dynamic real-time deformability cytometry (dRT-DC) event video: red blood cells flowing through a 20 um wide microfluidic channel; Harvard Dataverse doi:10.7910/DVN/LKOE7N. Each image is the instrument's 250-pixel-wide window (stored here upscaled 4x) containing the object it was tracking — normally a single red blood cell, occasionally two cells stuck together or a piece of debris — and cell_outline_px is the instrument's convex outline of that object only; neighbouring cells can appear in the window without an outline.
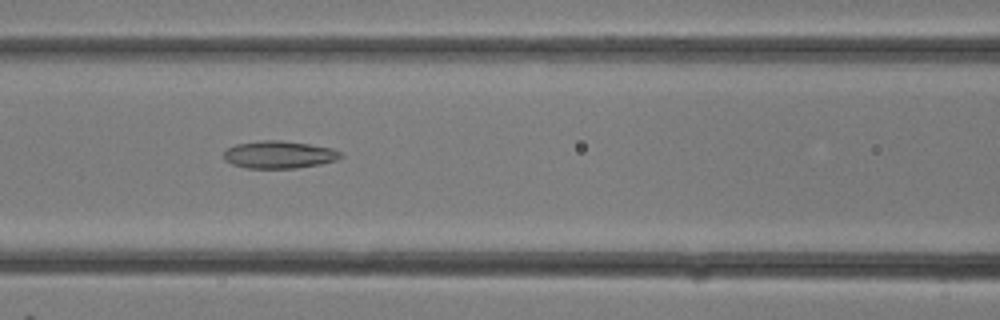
{"species": "common noctule bat (a hibernating species)", "species_latin": "Nyctalus noctula", "temperature_condition": "room temperature", "stored_images_in_passage": 18, "camera_frame_rate_fps": 3000, "um_per_image_px": 0.085, "animal": {"sex": "female"}, "frame": {"image": 1, "passage_image": 13, "time_ms": 4.0, "image_size_px": [1000, 320], "cell_outline_px": [[344, 156], [336, 160], [320, 164], [296, 168], [244, 168], [232, 164], [224, 160], [224, 152], [228, 148], [236, 144], [260, 140], [280, 140], [308, 144], [332, 148], [340, 152]], "centroid_in_image_um": [23.71, 13.14], "position_along_channel_um": 142.9, "area_um2": 18.73}}
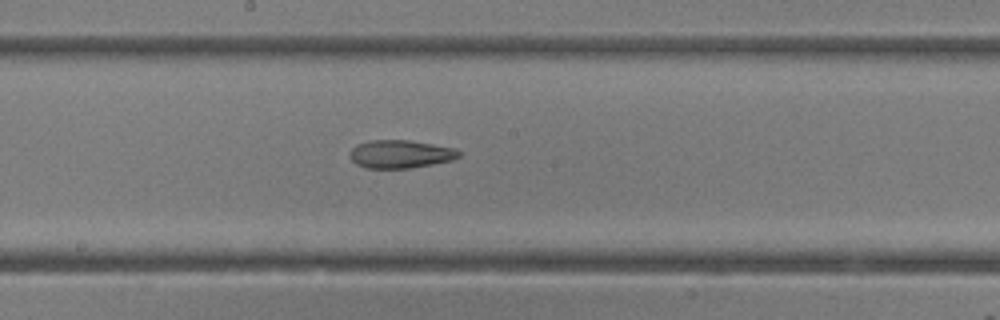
{"frame": {"image": 2, "passage_image": 16, "time_ms": 5.0, "image_size_px": [1000, 320], "cell_outline_px": [[460, 156], [452, 160], [412, 168], [368, 168], [356, 164], [352, 160], [352, 148], [356, 144], [368, 140], [408, 140], [456, 148], [460, 152]], "centroid_in_image_um": [34.06, 13.09], "position_along_channel_um": 214.1, "area_um2": 17.74}}
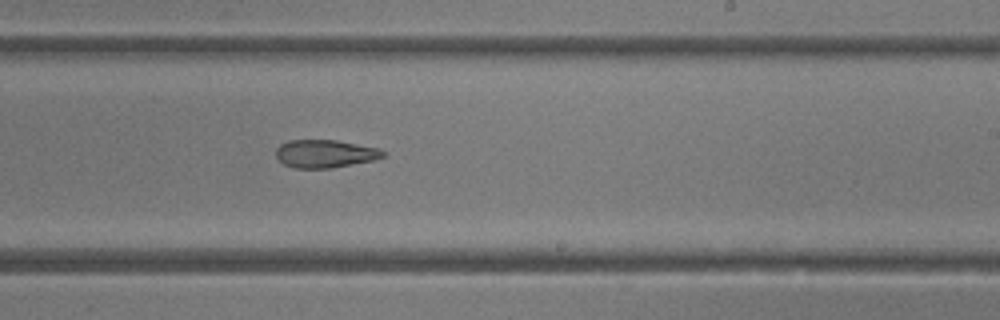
{"frame": {"image": 3, "passage_image": 18, "time_ms": 5.667, "image_size_px": [1000, 320], "cell_outline_px": [[384, 156], [372, 160], [332, 168], [292, 168], [284, 164], [276, 156], [276, 148], [280, 144], [288, 140], [336, 140], [380, 148], [384, 152]], "centroid_in_image_um": [27.6, 13.06], "position_along_channel_um": 261.4, "area_um2": 17.4}}